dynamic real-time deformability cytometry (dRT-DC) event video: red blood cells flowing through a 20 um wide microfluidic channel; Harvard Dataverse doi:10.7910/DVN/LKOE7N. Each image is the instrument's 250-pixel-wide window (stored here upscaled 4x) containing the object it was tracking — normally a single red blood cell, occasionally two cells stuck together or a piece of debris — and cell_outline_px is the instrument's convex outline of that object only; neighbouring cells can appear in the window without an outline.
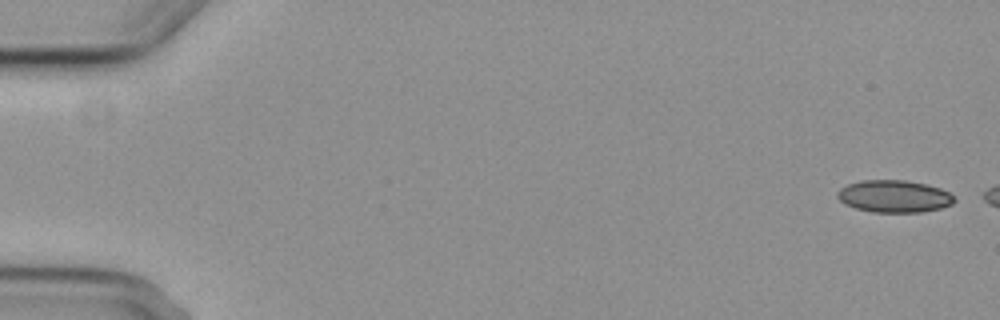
{"species": "common noctule bat (a hibernating species)", "species_latin": "Nyctalus noctula", "temperature_condition": "cold", "stored_images_in_passage": 2, "camera_frame_rate_fps": 3000, "um_per_image_px": 0.085, "animal": {"sex": "female", "body_mass_g": 29.2, "forearm_length_mm": 56.3}, "frame": {"image": 1, "passage_image": 1, "time_ms": 0.0, "image_size_px": [1000, 320], "cell_outline_px": [[956, 200], [952, 204], [940, 208], [920, 212], [872, 212], [856, 208], [844, 204], [836, 196], [836, 192], [840, 188], [848, 184], [860, 180], [904, 180], [924, 184], [940, 188], [956, 196]], "centroid_in_image_um": [75.99, 16.68], "position_along_channel_um": 9.0, "area_um2": 22.02}}